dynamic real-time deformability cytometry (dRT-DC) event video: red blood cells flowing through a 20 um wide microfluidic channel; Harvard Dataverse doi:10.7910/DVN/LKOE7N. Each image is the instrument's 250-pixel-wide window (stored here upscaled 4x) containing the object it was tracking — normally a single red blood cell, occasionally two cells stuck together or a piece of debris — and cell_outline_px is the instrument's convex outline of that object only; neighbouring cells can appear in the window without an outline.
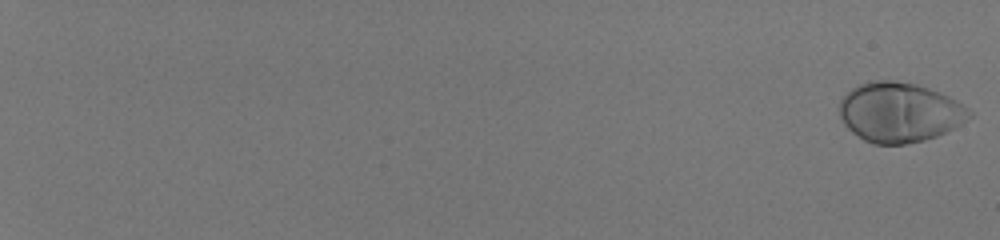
{"species": "human", "species_latin": "Homo sapiens", "temperature_condition": "room temperature", "stored_images_in_passage": 57, "camera_frame_rate_fps": 3000, "um_per_image_px": 0.085, "donor": {"sex": "male"}, "frame": {"image": 1, "passage_image": 1, "time_ms": 0.0, "image_size_px": [1000, 240], "cell_outline_px": [[972, 116], [960, 124], [936, 136], [924, 140], [908, 144], [872, 144], [864, 140], [852, 132], [844, 124], [840, 116], [840, 100], [852, 88], [860, 84], [872, 80], [892, 80], [916, 84], [940, 92], [956, 100], [968, 108], [972, 112]], "centroid_in_image_um": [76.45, 9.54], "position_along_channel_um": 8.6, "area_um2": 45.08}}
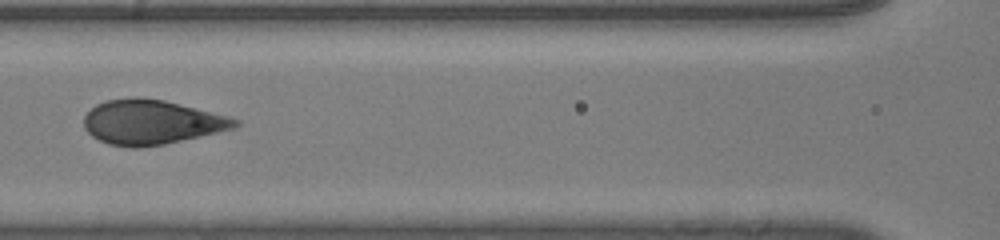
{"frame": {"image": 2, "passage_image": 33, "time_ms": 10.667, "image_size_px": [1000, 240], "cell_outline_px": [[240, 124], [236, 128], [164, 144], [140, 148], [132, 148], [108, 144], [92, 136], [84, 128], [84, 116], [96, 104], [108, 100], [136, 96], [164, 100], [228, 116], [240, 120]], "centroid_in_image_um": [12.87, 10.38], "position_along_channel_um": 153.7, "area_um2": 39.19}}
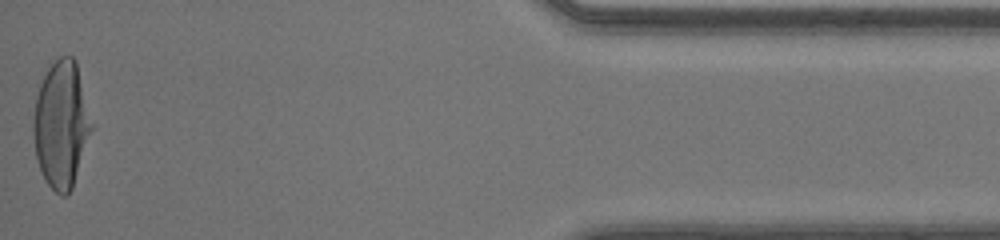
{"frame": {"image": 3, "passage_image": 57, "time_ms": 18.667, "image_size_px": [1000, 240], "cell_outline_px": [[92, 128], [72, 188], [64, 196], [60, 196], [44, 180], [36, 156], [32, 128], [32, 120], [36, 96], [40, 84], [48, 68], [60, 56], [72, 56], [76, 60], [92, 124]], "centroid_in_image_um": [5.18, 10.57], "position_along_channel_um": 430.0, "area_um2": 42.48}, "authors_computed_cell_mechanics": {"area_um2": 41.3848, "velocity_mm_per_s": 4.1197, "shape_relaxation_time_tau1_ms": 4.1592, "shape_relaxation_time_tau2_ms": null, "deformation_change_tau1": 0.2326, "deformation_change_tau2": null}}